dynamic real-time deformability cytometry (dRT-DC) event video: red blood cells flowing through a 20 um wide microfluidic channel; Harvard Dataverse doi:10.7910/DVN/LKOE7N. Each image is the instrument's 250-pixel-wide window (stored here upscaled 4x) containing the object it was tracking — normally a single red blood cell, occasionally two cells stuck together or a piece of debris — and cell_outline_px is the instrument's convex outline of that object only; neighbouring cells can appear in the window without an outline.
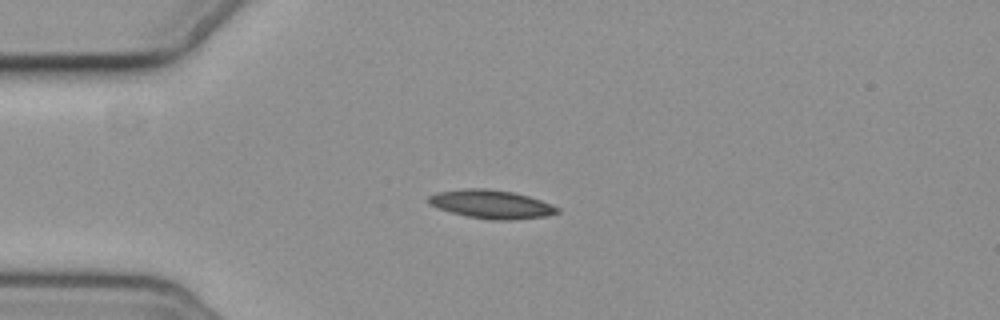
{"species": "common noctule bat (a hibernating species)", "species_latin": "Nyctalus noctula", "temperature_condition": "cold", "stored_images_in_passage": 8, "camera_frame_rate_fps": 3000, "um_per_image_px": 0.085, "animal": {"sex": "female", "body_mass_g": 19.3, "forearm_length_mm": 54.1}, "frame": {"image": 1, "passage_image": 3, "time_ms": 3.333, "image_size_px": [1000, 320], "cell_outline_px": [[560, 212], [548, 216], [512, 220], [488, 220], [468, 216], [436, 208], [428, 204], [428, 196], [436, 192], [464, 188], [484, 188], [512, 192], [528, 196], [540, 200], [560, 208]], "centroid_in_image_um": [41.74, 17.36], "position_along_channel_um": 43.3, "area_um2": 21.5}}
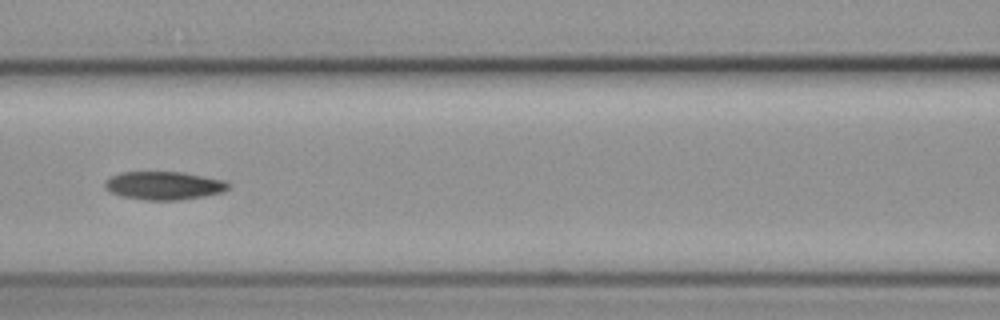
{"frame": {"image": 2, "passage_image": 6, "time_ms": 7.0, "image_size_px": [1000, 320], "cell_outline_px": [[232, 184], [224, 192], [204, 196], [180, 200], [144, 200], [120, 196], [108, 192], [104, 188], [104, 184], [112, 176], [120, 172], [180, 172], [204, 176], [224, 180]], "centroid_in_image_um": [13.93, 15.78], "position_along_channel_um": 152.7, "area_um2": 20.46}}
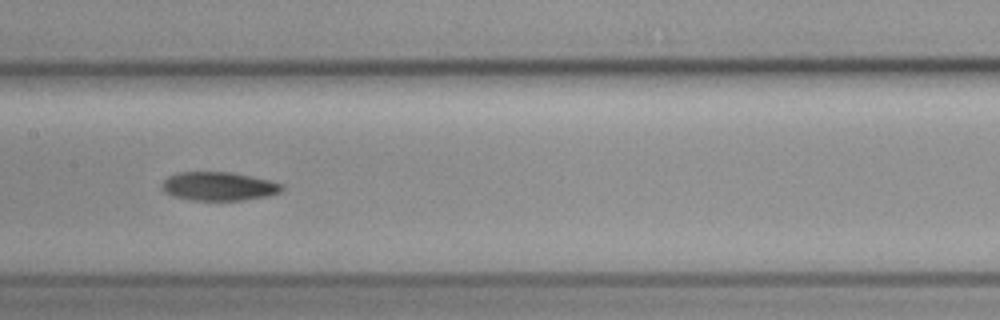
{"frame": {"image": 3, "passage_image": 7, "time_ms": 8.0, "image_size_px": [1000, 320], "cell_outline_px": [[284, 188], [280, 192], [268, 196], [240, 200], [192, 200], [176, 196], [164, 192], [160, 188], [164, 180], [168, 176], [180, 172], [232, 172], [268, 180], [284, 184]], "centroid_in_image_um": [18.59, 15.83], "position_along_channel_um": 188.8, "area_um2": 19.94}}